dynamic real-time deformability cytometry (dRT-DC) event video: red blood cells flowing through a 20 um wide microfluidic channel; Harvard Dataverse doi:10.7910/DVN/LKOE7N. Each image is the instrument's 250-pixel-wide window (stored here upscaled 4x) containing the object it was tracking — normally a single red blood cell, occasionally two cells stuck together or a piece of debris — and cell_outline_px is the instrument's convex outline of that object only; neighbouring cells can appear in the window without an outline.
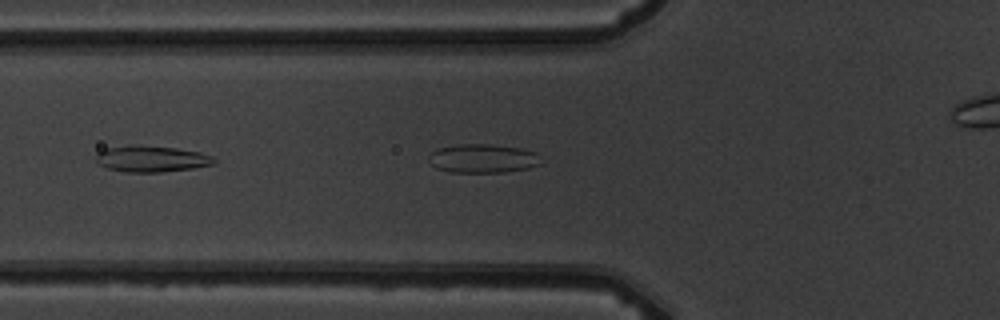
{"species": "common noctule bat (a hibernating species)", "species_latin": "Nyctalus noctula", "temperature_condition": "warm", "stored_images_in_passage": 3, "camera_frame_rate_fps": 3000, "um_per_image_px": 0.085, "animal": {"sex": "male", "body_mass_g": 19.5, "forearm_length_mm": 54.6}, "frame": {"image": 1, "passage_image": 2, "time_ms": 1.0, "image_size_px": [1000, 320], "cell_outline_px": [[540, 164], [528, 168], [504, 172], [452, 172], [436, 168], [428, 160], [428, 156], [436, 148], [460, 144], [492, 144], [524, 148], [536, 152]], "centroid_in_image_um": [41.02, 13.46], "position_along_channel_um": 84.8, "area_um2": 18.9}}